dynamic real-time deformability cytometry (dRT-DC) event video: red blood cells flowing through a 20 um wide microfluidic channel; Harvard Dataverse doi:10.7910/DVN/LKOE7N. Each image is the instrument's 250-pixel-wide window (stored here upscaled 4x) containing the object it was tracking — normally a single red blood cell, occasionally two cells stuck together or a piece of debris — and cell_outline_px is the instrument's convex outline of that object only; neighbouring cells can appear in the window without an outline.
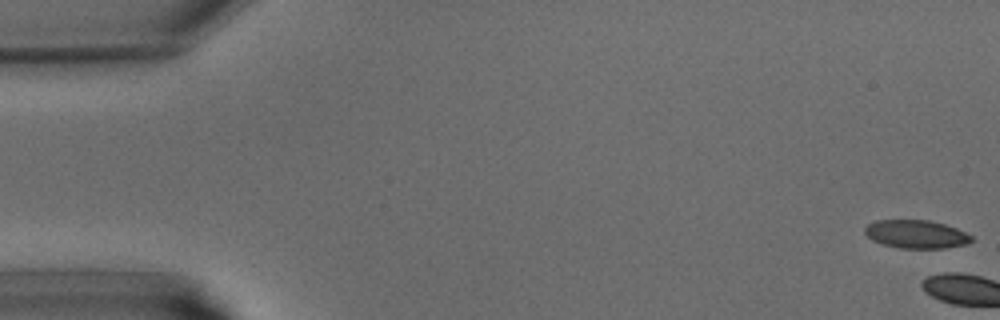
{"species": "common noctule bat (a hibernating species)", "species_latin": "Nyctalus noctula", "temperature_condition": "warm", "stored_images_in_passage": 3, "camera_frame_rate_fps": 3000, "um_per_image_px": 0.085, "animal": {"sex": "male", "body_mass_g": 15.6}, "frame": {"image": 1, "passage_image": 1, "time_ms": 0.0, "image_size_px": [1000, 320], "cell_outline_px": [[972, 240], [968, 244], [944, 248], [900, 248], [884, 244], [872, 240], [864, 232], [864, 228], [868, 224], [876, 220], [928, 220], [944, 224], [956, 228], [972, 236]], "centroid_in_image_um": [77.87, 19.9], "position_along_channel_um": 7.1, "area_um2": 17.46}}